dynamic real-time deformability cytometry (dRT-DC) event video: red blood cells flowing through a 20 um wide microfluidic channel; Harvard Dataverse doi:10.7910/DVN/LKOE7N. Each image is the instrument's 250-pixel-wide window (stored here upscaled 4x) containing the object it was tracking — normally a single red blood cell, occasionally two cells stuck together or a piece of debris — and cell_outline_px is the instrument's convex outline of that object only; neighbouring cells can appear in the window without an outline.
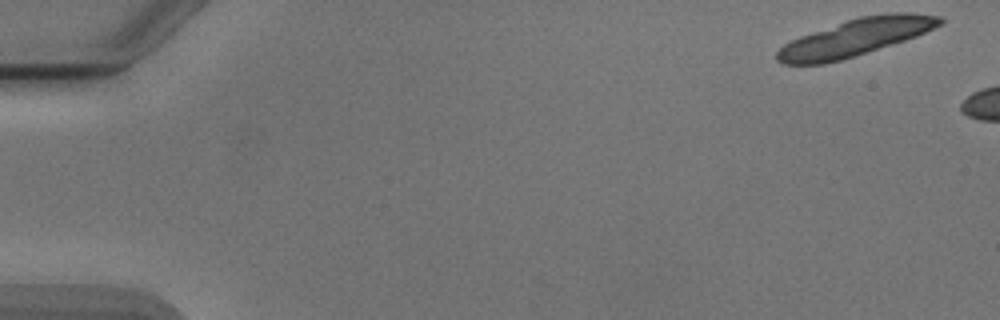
{"species": "Egyptian fruit bat (a non-hibernating species)", "species_latin": "Rousettus aegyptiacus", "temperature_condition": "cold", "stored_images_in_passage": 4, "camera_frame_rate_fps": 3000, "um_per_image_px": 0.085, "animal": {"sex": "male"}, "frame": {"image": 1, "passage_image": 1, "time_ms": 0.0, "image_size_px": [1000, 320], "cell_outline_px": [[944, 24], [916, 36], [904, 40], [840, 60], [824, 64], [780, 64], [776, 60], [776, 52], [784, 44], [800, 36], [860, 16], [888, 12], [912, 12], [944, 16]], "centroid_in_image_um": [72.76, 3.16], "position_along_channel_um": 12.2, "area_um2": 34.97}}